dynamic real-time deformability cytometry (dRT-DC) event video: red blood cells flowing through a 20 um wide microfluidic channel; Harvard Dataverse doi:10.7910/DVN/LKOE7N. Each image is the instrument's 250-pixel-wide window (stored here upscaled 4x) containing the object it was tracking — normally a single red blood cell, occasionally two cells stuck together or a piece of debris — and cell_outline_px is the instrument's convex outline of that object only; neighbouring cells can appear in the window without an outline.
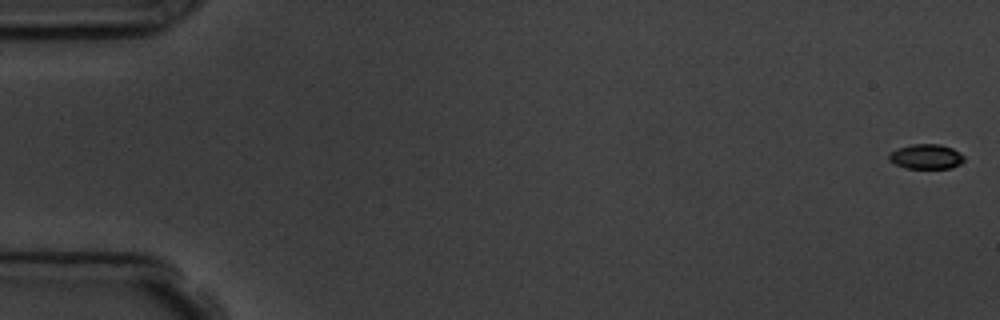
{"species": "common noctule bat (a hibernating species)", "species_latin": "Nyctalus noctula", "temperature_condition": "room temperature", "stored_images_in_passage": 11, "camera_frame_rate_fps": 3000, "um_per_image_px": 0.085, "animal": {"sex": "male", "body_mass_g": 19.5, "forearm_length_mm": 54.6}, "frame": {"image": 1, "passage_image": 1, "time_ms": 0.0, "image_size_px": [1000, 320], "cell_outline_px": [[964, 160], [960, 164], [952, 168], [908, 168], [896, 164], [888, 160], [888, 156], [896, 148], [912, 144], [940, 144], [952, 148], [964, 156]], "centroid_in_image_um": [78.72, 13.3], "position_along_channel_um": 6.3, "area_um2": 10.81}}
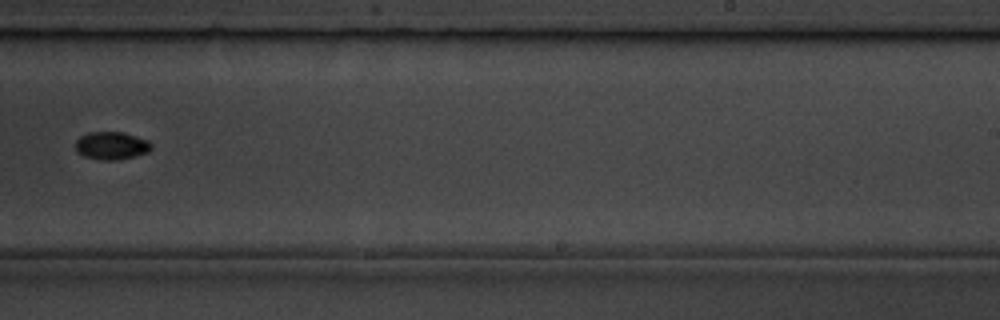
{"frame": {"image": 2, "passage_image": 11, "time_ms": 11.333, "image_size_px": [1000, 320], "cell_outline_px": [[152, 148], [148, 152], [136, 156], [116, 160], [100, 160], [84, 156], [76, 152], [76, 140], [80, 136], [88, 132], [124, 132], [148, 140], [152, 144]], "centroid_in_image_um": [9.48, 12.38], "position_along_channel_um": 279.5, "area_um2": 12.43}}